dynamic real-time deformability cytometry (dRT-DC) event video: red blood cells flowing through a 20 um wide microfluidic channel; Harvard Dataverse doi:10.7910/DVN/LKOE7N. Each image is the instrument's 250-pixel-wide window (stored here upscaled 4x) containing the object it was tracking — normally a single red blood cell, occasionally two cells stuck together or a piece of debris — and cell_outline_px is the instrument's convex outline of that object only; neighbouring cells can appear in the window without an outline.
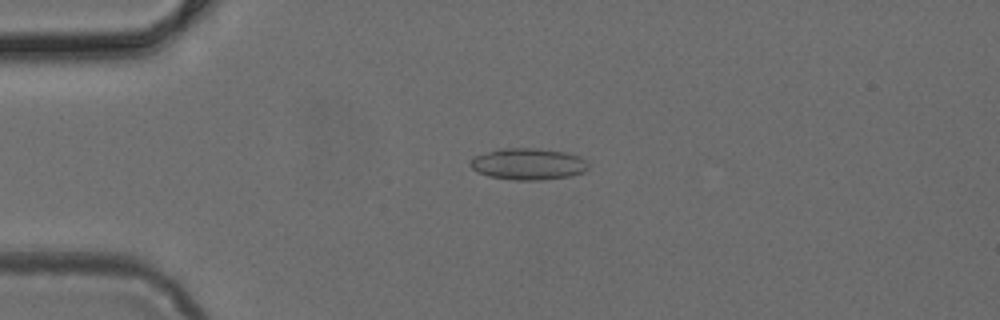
{"species": "common noctule bat (a hibernating species)", "species_latin": "Nyctalus noctula", "temperature_condition": "cold", "stored_images_in_passage": 2, "camera_frame_rate_fps": 3000, "um_per_image_px": 0.085, "animal": {"sex": "female", "body_mass_g": 24.6, "forearm_length_mm": 56.2}, "frame": {"image": 1, "passage_image": 2, "time_ms": 0.333, "image_size_px": [1000, 320], "cell_outline_px": [[588, 168], [584, 172], [572, 176], [540, 180], [512, 180], [488, 176], [476, 172], [468, 164], [472, 156], [500, 148], [540, 148], [568, 152], [580, 156], [588, 164]], "centroid_in_image_um": [44.87, 13.93], "position_along_channel_um": 40.1, "area_um2": 22.14}}